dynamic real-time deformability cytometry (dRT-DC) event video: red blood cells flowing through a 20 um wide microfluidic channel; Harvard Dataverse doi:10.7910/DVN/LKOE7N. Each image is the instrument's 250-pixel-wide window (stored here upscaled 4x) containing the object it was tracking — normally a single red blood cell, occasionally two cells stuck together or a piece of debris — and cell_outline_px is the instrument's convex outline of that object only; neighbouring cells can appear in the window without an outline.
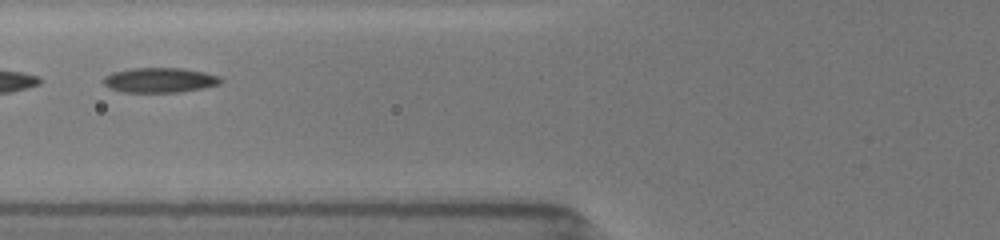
{"species": "common noctule bat (a hibernating species)", "species_latin": "Nyctalus noctula", "temperature_condition": "room temperature", "stored_images_in_passage": 3, "segment_of_instrument_passage": [2, 2], "camera_frame_rate_fps": 3000, "um_per_image_px": 0.085, "animal": {"sex": "female", "body_mass_g": 19.5, "forearm_length_mm": 54.1}, "frame": {"image": 1, "passage_image": 3, "time_ms": 2.333, "image_size_px": [1000, 240], "cell_outline_px": [[224, 80], [220, 84], [204, 88], [180, 92], [124, 92], [108, 88], [104, 84], [104, 76], [112, 72], [132, 68], [180, 68], [204, 72], [220, 76]], "centroid_in_image_um": [13.6, 6.81], "position_along_channel_um": 112.2, "area_um2": 17.11}}